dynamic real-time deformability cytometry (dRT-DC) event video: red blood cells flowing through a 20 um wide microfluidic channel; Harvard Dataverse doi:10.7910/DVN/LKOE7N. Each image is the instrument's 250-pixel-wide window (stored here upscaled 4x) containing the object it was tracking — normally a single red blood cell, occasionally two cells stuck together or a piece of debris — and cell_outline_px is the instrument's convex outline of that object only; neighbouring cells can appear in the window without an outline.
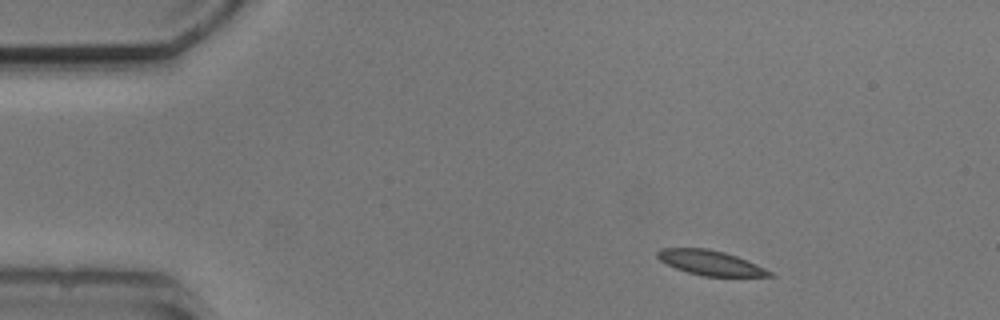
{"species": "common noctule bat (a hibernating species)", "species_latin": "Nyctalus noctula", "temperature_condition": "cold", "stored_images_in_passage": 4, "camera_frame_rate_fps": 3000, "um_per_image_px": 0.085, "animal": {"sex": "male", "body_mass_g": 20.5, "forearm_length_mm": 52.5}, "frame": {"image": 1, "passage_image": 1, "time_ms": 0.0, "image_size_px": [1000, 320], "cell_outline_px": [[776, 276], [704, 276], [688, 272], [676, 268], [660, 260], [656, 256], [656, 252], [660, 248], [708, 248], [724, 252], [736, 256], [756, 264], [772, 272]], "centroid_in_image_um": [60.36, 22.33], "position_along_channel_um": 24.6, "area_um2": 16.01}}
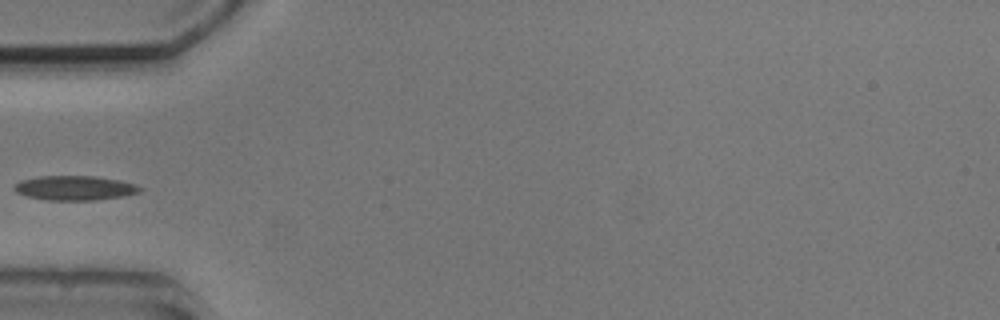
{"frame": {"image": 2, "passage_image": 3, "time_ms": 3.333, "image_size_px": [1000, 320], "cell_outline_px": [[140, 192], [124, 196], [96, 200], [48, 200], [28, 196], [16, 192], [12, 188], [20, 180], [36, 176], [92, 176], [120, 180], [136, 184], [140, 188]], "centroid_in_image_um": [6.34, 15.97], "position_along_channel_um": 78.7, "area_um2": 17.92}}